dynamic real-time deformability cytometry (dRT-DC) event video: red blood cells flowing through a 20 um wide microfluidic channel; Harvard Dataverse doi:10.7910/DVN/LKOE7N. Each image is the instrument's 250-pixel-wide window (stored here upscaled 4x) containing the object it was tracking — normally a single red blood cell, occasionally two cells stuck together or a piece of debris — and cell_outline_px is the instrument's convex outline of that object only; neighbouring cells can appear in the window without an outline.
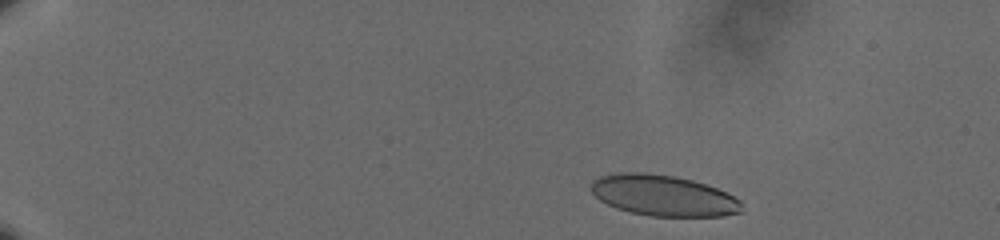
{"species": "human", "species_latin": "Homo sapiens", "temperature_condition": "cold", "stored_images_in_passage": 52, "camera_frame_rate_fps": 3000, "um_per_image_px": 0.085, "donor": {"sex": "male"}, "frame": {"image": 1, "passage_image": 3, "time_ms": 0.667, "image_size_px": [1000, 240], "cell_outline_px": [[744, 212], [724, 216], [652, 216], [632, 212], [616, 208], [600, 200], [592, 192], [592, 180], [600, 176], [616, 172], [644, 172], [672, 176], [692, 180], [716, 188], [740, 200]], "centroid_in_image_um": [56.38, 16.62], "position_along_channel_um": 28.6, "area_um2": 35.78}}
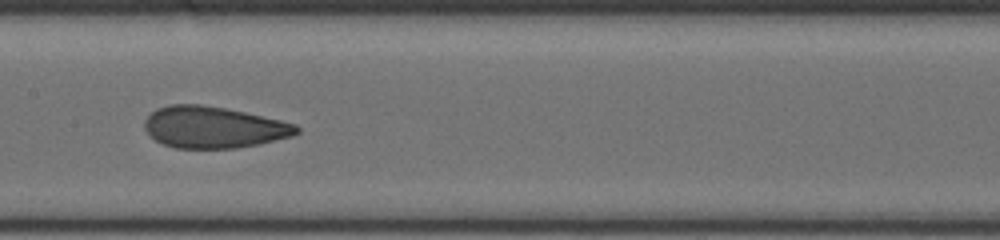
{"frame": {"image": 2, "passage_image": 26, "time_ms": 8.333, "image_size_px": [1000, 240], "cell_outline_px": [[300, 132], [292, 136], [260, 144], [236, 148], [176, 148], [164, 144], [148, 136], [144, 128], [144, 120], [156, 108], [168, 104], [200, 104], [224, 108], [244, 112], [280, 120], [296, 124], [300, 128]], "centroid_in_image_um": [18.13, 10.82], "position_along_channel_um": 189.3, "area_um2": 36.93}}
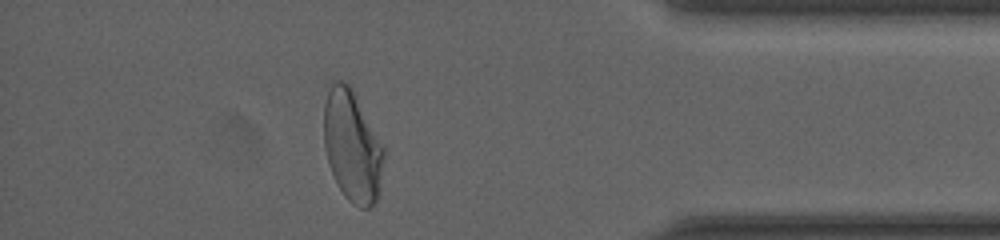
{"frame": {"image": 3, "passage_image": 46, "time_ms": 15.0, "image_size_px": [1000, 240], "cell_outline_px": [[384, 156], [380, 192], [376, 200], [368, 208], [360, 208], [352, 204], [344, 196], [328, 164], [324, 148], [324, 104], [332, 80], [340, 80], [348, 84], [352, 88], [384, 148]], "centroid_in_image_um": [29.93, 12.44], "position_along_channel_um": 405.3, "area_um2": 38.84}, "authors_computed_cell_mechanics": {"area_um2": 37.2232, "velocity_mm_per_s": 3.6095, "shape_relaxation_time_tau1_ms": 10.2445, "shape_relaxation_time_tau2_ms": 1.0002, "deformation_change_tau1": 0.2109, "deformation_change_tau2": 0.0721}}